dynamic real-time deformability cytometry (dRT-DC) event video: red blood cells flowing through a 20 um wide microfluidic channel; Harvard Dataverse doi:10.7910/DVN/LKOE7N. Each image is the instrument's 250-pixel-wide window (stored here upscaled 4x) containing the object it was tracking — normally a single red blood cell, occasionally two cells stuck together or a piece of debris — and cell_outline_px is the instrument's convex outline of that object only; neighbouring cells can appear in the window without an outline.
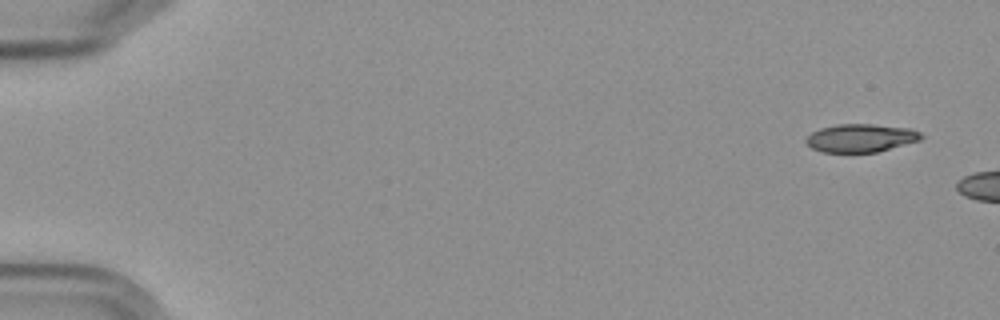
{"species": "Egyptian fruit bat (a non-hibernating species)", "species_latin": "Rousettus aegyptiacus", "temperature_condition": "cold", "stored_images_in_passage": 3, "camera_frame_rate_fps": 3000, "um_per_image_px": 0.085, "frame": {"image": 1, "passage_image": 1, "time_ms": 0.0, "image_size_px": [1000, 320], "cell_outline_px": [[924, 136], [920, 140], [876, 152], [824, 152], [812, 148], [804, 140], [812, 132], [820, 128], [836, 124], [872, 124], [912, 128], [920, 132]], "centroid_in_image_um": [73.18, 11.72], "position_along_channel_um": 11.8, "area_um2": 18.84}}